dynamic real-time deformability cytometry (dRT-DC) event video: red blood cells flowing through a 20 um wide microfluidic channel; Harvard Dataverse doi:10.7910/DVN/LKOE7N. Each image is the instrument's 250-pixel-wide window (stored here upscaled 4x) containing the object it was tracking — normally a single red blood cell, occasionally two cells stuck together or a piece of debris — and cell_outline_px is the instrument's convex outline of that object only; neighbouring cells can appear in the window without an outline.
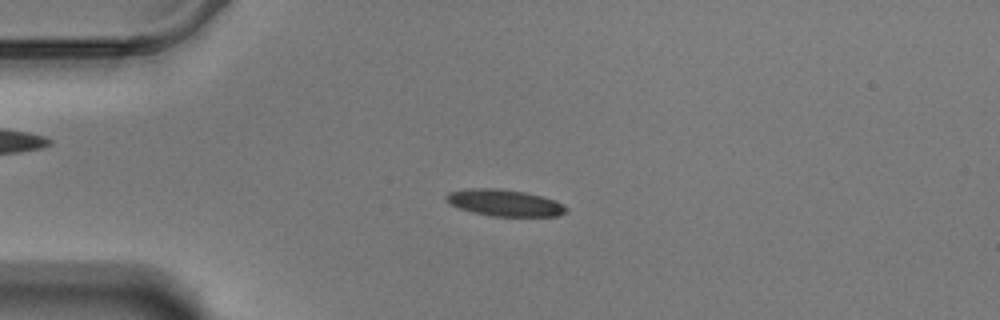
{"species": "Egyptian fruit bat (a non-hibernating species)", "species_latin": "Rousettus aegyptiacus", "temperature_condition": "warm", "stored_images_in_passage": 52, "camera_frame_rate_fps": 3000, "um_per_image_px": 0.085, "animal": {"sex": "male"}, "frame": {"image": 1, "passage_image": 8, "time_ms": 2.333, "image_size_px": [1000, 320], "cell_outline_px": [[568, 212], [556, 216], [492, 216], [472, 212], [460, 208], [444, 200], [444, 196], [448, 192], [464, 188], [500, 188], [524, 192], [556, 200], [564, 204], [568, 208]], "centroid_in_image_um": [42.88, 17.23], "position_along_channel_um": 42.1, "area_um2": 18.79}}
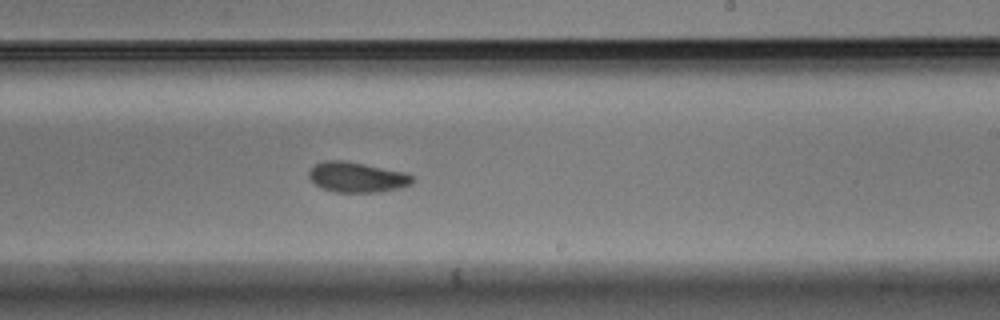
{"frame": {"image": 2, "passage_image": 29, "time_ms": 9.333, "image_size_px": [1000, 320], "cell_outline_px": [[416, 180], [412, 184], [400, 188], [380, 192], [336, 192], [324, 188], [316, 184], [308, 176], [308, 172], [316, 164], [324, 160], [344, 160], [404, 172], [412, 176]], "centroid_in_image_um": [30.37, 15.06], "position_along_channel_um": 258.6, "area_um2": 18.15}}
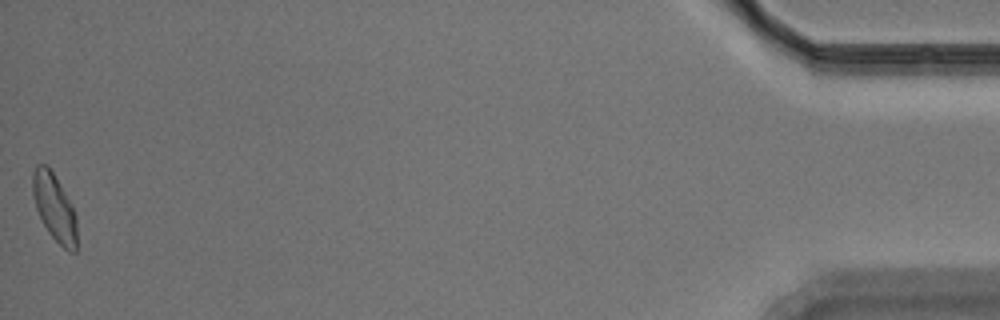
{"frame": {"image": 3, "passage_image": 52, "time_ms": 17.0, "image_size_px": [1000, 320], "cell_outline_px": [[76, 252], [68, 252], [48, 232], [36, 208], [32, 192], [32, 172], [36, 164], [48, 164], [72, 204], [76, 216]], "centroid_in_image_um": [4.62, 17.59], "position_along_channel_um": 430.6, "area_um2": 17.34}, "authors_computed_cell_mechanics": {"area_um2": 18.1203, "velocity_mm_per_s": 3.4601, "shape_relaxation_time_tau1_ms": 4.4999, "shape_relaxation_time_tau2_ms": 2.7438, "deformation_change_tau1": 0.1449, "deformation_change_tau2": 0.0745}}